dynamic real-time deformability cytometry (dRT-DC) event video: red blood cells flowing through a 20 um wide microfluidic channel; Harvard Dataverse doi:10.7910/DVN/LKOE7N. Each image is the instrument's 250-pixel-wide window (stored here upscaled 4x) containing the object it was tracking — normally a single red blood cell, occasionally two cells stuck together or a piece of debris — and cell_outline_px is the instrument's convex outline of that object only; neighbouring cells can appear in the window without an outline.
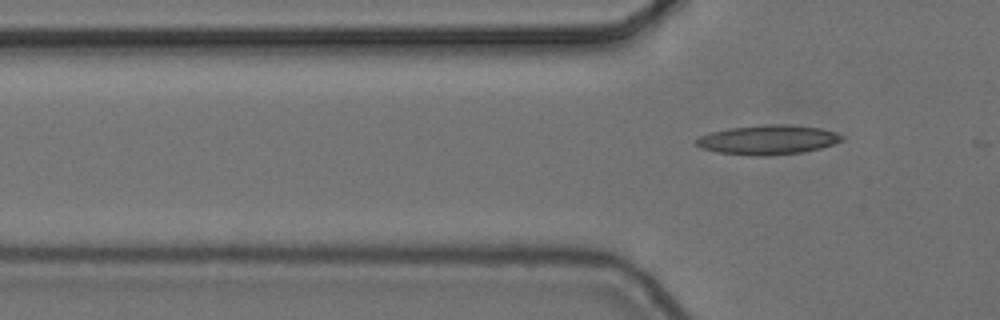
{"species": "common noctule bat (a hibernating species)", "species_latin": "Nyctalus noctula", "temperature_condition": "cold", "stored_images_in_passage": 6, "segment_of_instrument_passage": [2, 2], "camera_frame_rate_fps": 3000, "um_per_image_px": 0.085, "animal": {"sex": "female", "body_mass_g": 24.6, "forearm_length_mm": 56.2}, "frame": {"image": 1, "passage_image": 6, "time_ms": 1.667, "image_size_px": [1000, 320], "cell_outline_px": [[844, 140], [820, 148], [804, 152], [768, 156], [752, 156], [720, 152], [700, 148], [696, 144], [696, 140], [700, 136], [712, 132], [732, 128], [764, 124], [788, 124], [820, 128], [836, 132], [844, 136]], "centroid_in_image_um": [65.31, 11.88], "position_along_channel_um": 60.5, "area_um2": 24.97}}